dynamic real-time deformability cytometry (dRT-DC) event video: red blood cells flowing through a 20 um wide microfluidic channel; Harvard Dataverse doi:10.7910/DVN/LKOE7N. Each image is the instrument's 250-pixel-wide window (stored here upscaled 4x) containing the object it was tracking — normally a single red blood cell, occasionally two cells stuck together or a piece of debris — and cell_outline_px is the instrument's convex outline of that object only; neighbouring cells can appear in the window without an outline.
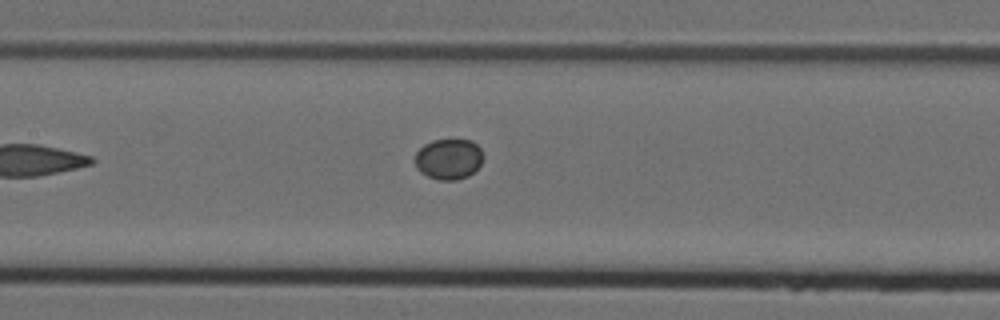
{"species": "Egyptian fruit bat (a non-hibernating species)", "species_latin": "Rousettus aegyptiacus", "temperature_condition": "cold", "stored_images_in_passage": 4, "camera_frame_rate_fps": 3000, "um_per_image_px": 0.085, "animal": {"sex": "female"}, "frame": {"image": 1, "passage_image": 4, "time_ms": 1.0, "image_size_px": [1000, 320], "cell_outline_px": [[484, 156], [480, 164], [468, 176], [456, 180], [440, 180], [428, 176], [420, 172], [416, 168], [416, 152], [424, 144], [432, 140], [472, 140], [480, 148]], "centroid_in_image_um": [38.13, 13.51], "position_along_channel_um": 169.3, "area_um2": 16.07}}